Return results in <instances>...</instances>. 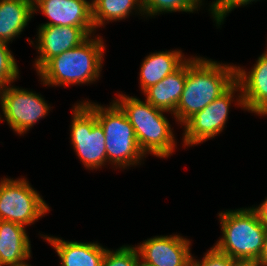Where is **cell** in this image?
I'll return each mask as SVG.
<instances>
[{"label": "cell", "mask_w": 267, "mask_h": 266, "mask_svg": "<svg viewBox=\"0 0 267 266\" xmlns=\"http://www.w3.org/2000/svg\"><path fill=\"white\" fill-rule=\"evenodd\" d=\"M236 81V66L224 65L202 57L186 60V80L173 115L183 124L203 110Z\"/></svg>", "instance_id": "cell-1"}, {"label": "cell", "mask_w": 267, "mask_h": 266, "mask_svg": "<svg viewBox=\"0 0 267 266\" xmlns=\"http://www.w3.org/2000/svg\"><path fill=\"white\" fill-rule=\"evenodd\" d=\"M105 45L100 36H90L80 45L51 58L37 74L46 86L93 83L100 76Z\"/></svg>", "instance_id": "cell-2"}, {"label": "cell", "mask_w": 267, "mask_h": 266, "mask_svg": "<svg viewBox=\"0 0 267 266\" xmlns=\"http://www.w3.org/2000/svg\"><path fill=\"white\" fill-rule=\"evenodd\" d=\"M128 117L133 126L139 148L146 155L154 154L156 157L166 158L174 152L175 136L171 125L159 108L149 102L141 101L137 97L123 94L114 100Z\"/></svg>", "instance_id": "cell-3"}, {"label": "cell", "mask_w": 267, "mask_h": 266, "mask_svg": "<svg viewBox=\"0 0 267 266\" xmlns=\"http://www.w3.org/2000/svg\"><path fill=\"white\" fill-rule=\"evenodd\" d=\"M222 238L213 246L232 259L258 262L263 250L267 226L250 208L226 210L219 213Z\"/></svg>", "instance_id": "cell-4"}, {"label": "cell", "mask_w": 267, "mask_h": 266, "mask_svg": "<svg viewBox=\"0 0 267 266\" xmlns=\"http://www.w3.org/2000/svg\"><path fill=\"white\" fill-rule=\"evenodd\" d=\"M94 113L105 134L107 162L116 167L140 163L145 154L139 148L133 126L121 107L113 100L107 108L84 102Z\"/></svg>", "instance_id": "cell-5"}, {"label": "cell", "mask_w": 267, "mask_h": 266, "mask_svg": "<svg viewBox=\"0 0 267 266\" xmlns=\"http://www.w3.org/2000/svg\"><path fill=\"white\" fill-rule=\"evenodd\" d=\"M71 142L80 161L88 169H98L107 162L104 130L95 113L83 102L73 106Z\"/></svg>", "instance_id": "cell-6"}, {"label": "cell", "mask_w": 267, "mask_h": 266, "mask_svg": "<svg viewBox=\"0 0 267 266\" xmlns=\"http://www.w3.org/2000/svg\"><path fill=\"white\" fill-rule=\"evenodd\" d=\"M49 211L48 204L25 178L18 180L1 178L0 220L15 222L26 227Z\"/></svg>", "instance_id": "cell-7"}, {"label": "cell", "mask_w": 267, "mask_h": 266, "mask_svg": "<svg viewBox=\"0 0 267 266\" xmlns=\"http://www.w3.org/2000/svg\"><path fill=\"white\" fill-rule=\"evenodd\" d=\"M239 92V96L236 99V105L243 107L242 89L240 84L235 81L223 94L207 105L203 110L196 112L191 116L183 125V143L184 147L197 145L206 141L207 139L214 138L220 134L225 127L228 119L229 108L233 97Z\"/></svg>", "instance_id": "cell-8"}, {"label": "cell", "mask_w": 267, "mask_h": 266, "mask_svg": "<svg viewBox=\"0 0 267 266\" xmlns=\"http://www.w3.org/2000/svg\"><path fill=\"white\" fill-rule=\"evenodd\" d=\"M0 105L5 120L19 135L45 117L51 108L40 94L11 85L1 88Z\"/></svg>", "instance_id": "cell-9"}, {"label": "cell", "mask_w": 267, "mask_h": 266, "mask_svg": "<svg viewBox=\"0 0 267 266\" xmlns=\"http://www.w3.org/2000/svg\"><path fill=\"white\" fill-rule=\"evenodd\" d=\"M191 242L180 235L155 236L136 247L145 266H191Z\"/></svg>", "instance_id": "cell-10"}, {"label": "cell", "mask_w": 267, "mask_h": 266, "mask_svg": "<svg viewBox=\"0 0 267 266\" xmlns=\"http://www.w3.org/2000/svg\"><path fill=\"white\" fill-rule=\"evenodd\" d=\"M37 10L51 20L41 26L81 27L91 37L96 31L87 0H33V13Z\"/></svg>", "instance_id": "cell-11"}, {"label": "cell", "mask_w": 267, "mask_h": 266, "mask_svg": "<svg viewBox=\"0 0 267 266\" xmlns=\"http://www.w3.org/2000/svg\"><path fill=\"white\" fill-rule=\"evenodd\" d=\"M37 33L36 48L40 53L34 62L37 72L51 58L71 50L89 37L81 27L74 26H40Z\"/></svg>", "instance_id": "cell-12"}, {"label": "cell", "mask_w": 267, "mask_h": 266, "mask_svg": "<svg viewBox=\"0 0 267 266\" xmlns=\"http://www.w3.org/2000/svg\"><path fill=\"white\" fill-rule=\"evenodd\" d=\"M236 81L242 89L245 110L267 116V49L248 73L236 66Z\"/></svg>", "instance_id": "cell-13"}, {"label": "cell", "mask_w": 267, "mask_h": 266, "mask_svg": "<svg viewBox=\"0 0 267 266\" xmlns=\"http://www.w3.org/2000/svg\"><path fill=\"white\" fill-rule=\"evenodd\" d=\"M43 237L57 252L61 266H101L107 249L97 242L65 241L47 235Z\"/></svg>", "instance_id": "cell-14"}, {"label": "cell", "mask_w": 267, "mask_h": 266, "mask_svg": "<svg viewBox=\"0 0 267 266\" xmlns=\"http://www.w3.org/2000/svg\"><path fill=\"white\" fill-rule=\"evenodd\" d=\"M25 226L0 220V266L24 264L31 257V244Z\"/></svg>", "instance_id": "cell-15"}, {"label": "cell", "mask_w": 267, "mask_h": 266, "mask_svg": "<svg viewBox=\"0 0 267 266\" xmlns=\"http://www.w3.org/2000/svg\"><path fill=\"white\" fill-rule=\"evenodd\" d=\"M186 80V61L173 73L144 91L146 101L155 108L173 114L180 101Z\"/></svg>", "instance_id": "cell-16"}, {"label": "cell", "mask_w": 267, "mask_h": 266, "mask_svg": "<svg viewBox=\"0 0 267 266\" xmlns=\"http://www.w3.org/2000/svg\"><path fill=\"white\" fill-rule=\"evenodd\" d=\"M187 59L180 50L151 53L143 60L140 67V87L144 92L166 76L176 71Z\"/></svg>", "instance_id": "cell-17"}, {"label": "cell", "mask_w": 267, "mask_h": 266, "mask_svg": "<svg viewBox=\"0 0 267 266\" xmlns=\"http://www.w3.org/2000/svg\"><path fill=\"white\" fill-rule=\"evenodd\" d=\"M33 0H0V40L10 43L32 18Z\"/></svg>", "instance_id": "cell-18"}, {"label": "cell", "mask_w": 267, "mask_h": 266, "mask_svg": "<svg viewBox=\"0 0 267 266\" xmlns=\"http://www.w3.org/2000/svg\"><path fill=\"white\" fill-rule=\"evenodd\" d=\"M135 9L144 15L142 0H95L92 3L93 24L95 28H100L106 20L109 23L108 21L125 19Z\"/></svg>", "instance_id": "cell-19"}, {"label": "cell", "mask_w": 267, "mask_h": 266, "mask_svg": "<svg viewBox=\"0 0 267 266\" xmlns=\"http://www.w3.org/2000/svg\"><path fill=\"white\" fill-rule=\"evenodd\" d=\"M143 14L159 15L165 12H194L202 5V0H142Z\"/></svg>", "instance_id": "cell-20"}, {"label": "cell", "mask_w": 267, "mask_h": 266, "mask_svg": "<svg viewBox=\"0 0 267 266\" xmlns=\"http://www.w3.org/2000/svg\"><path fill=\"white\" fill-rule=\"evenodd\" d=\"M140 257L135 247L124 245L115 251L106 249L101 266H139Z\"/></svg>", "instance_id": "cell-21"}, {"label": "cell", "mask_w": 267, "mask_h": 266, "mask_svg": "<svg viewBox=\"0 0 267 266\" xmlns=\"http://www.w3.org/2000/svg\"><path fill=\"white\" fill-rule=\"evenodd\" d=\"M9 43L0 40V89L19 77L18 65L7 47Z\"/></svg>", "instance_id": "cell-22"}, {"label": "cell", "mask_w": 267, "mask_h": 266, "mask_svg": "<svg viewBox=\"0 0 267 266\" xmlns=\"http://www.w3.org/2000/svg\"><path fill=\"white\" fill-rule=\"evenodd\" d=\"M253 1L258 0H215L211 5L209 11L216 22L220 26L224 22V18L238 6H246Z\"/></svg>", "instance_id": "cell-23"}, {"label": "cell", "mask_w": 267, "mask_h": 266, "mask_svg": "<svg viewBox=\"0 0 267 266\" xmlns=\"http://www.w3.org/2000/svg\"><path fill=\"white\" fill-rule=\"evenodd\" d=\"M191 266H231V258L212 247L205 253L202 260L196 261L192 257Z\"/></svg>", "instance_id": "cell-24"}, {"label": "cell", "mask_w": 267, "mask_h": 266, "mask_svg": "<svg viewBox=\"0 0 267 266\" xmlns=\"http://www.w3.org/2000/svg\"><path fill=\"white\" fill-rule=\"evenodd\" d=\"M257 214L258 219L267 226V198L257 207H251Z\"/></svg>", "instance_id": "cell-25"}, {"label": "cell", "mask_w": 267, "mask_h": 266, "mask_svg": "<svg viewBox=\"0 0 267 266\" xmlns=\"http://www.w3.org/2000/svg\"><path fill=\"white\" fill-rule=\"evenodd\" d=\"M231 266H260L257 261L254 260H241V259H232Z\"/></svg>", "instance_id": "cell-26"}, {"label": "cell", "mask_w": 267, "mask_h": 266, "mask_svg": "<svg viewBox=\"0 0 267 266\" xmlns=\"http://www.w3.org/2000/svg\"><path fill=\"white\" fill-rule=\"evenodd\" d=\"M258 263L260 266H267V230L264 238L263 250L260 258L258 259Z\"/></svg>", "instance_id": "cell-27"}, {"label": "cell", "mask_w": 267, "mask_h": 266, "mask_svg": "<svg viewBox=\"0 0 267 266\" xmlns=\"http://www.w3.org/2000/svg\"><path fill=\"white\" fill-rule=\"evenodd\" d=\"M16 266H31L29 263L25 262L24 264L16 265Z\"/></svg>", "instance_id": "cell-28"}]
</instances>
